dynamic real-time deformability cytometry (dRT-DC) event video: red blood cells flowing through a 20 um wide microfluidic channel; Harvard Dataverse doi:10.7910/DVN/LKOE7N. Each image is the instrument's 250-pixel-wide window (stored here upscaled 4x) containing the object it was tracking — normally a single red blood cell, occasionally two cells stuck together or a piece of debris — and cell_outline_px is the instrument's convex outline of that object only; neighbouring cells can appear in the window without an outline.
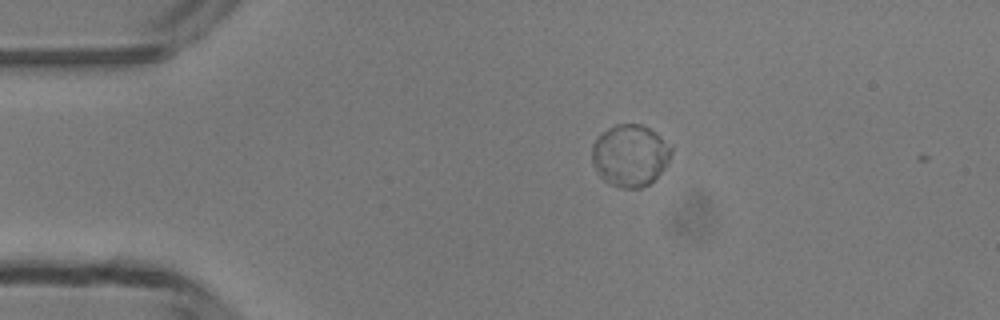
{"species": "common noctule bat (a hibernating species)", "species_latin": "Nyctalus noctula", "temperature_condition": "room temperature", "stored_images_in_passage": 3, "camera_frame_rate_fps": 3000, "um_per_image_px": 0.085, "animal": {"sex": "male", "body_mass_g": 13.3}, "frame": {"image": 1, "passage_image": 2, "time_ms": 0.333, "image_size_px": [1000, 320], "cell_outline_px": [[672, 152], [664, 168], [648, 184], [640, 188], [620, 188], [604, 180], [592, 164], [592, 144], [596, 136], [608, 128], [616, 124], [640, 124], [656, 132], [672, 148]], "centroid_in_image_um": [53.52, 13.19], "position_along_channel_um": 31.5, "area_um2": 28.44}}